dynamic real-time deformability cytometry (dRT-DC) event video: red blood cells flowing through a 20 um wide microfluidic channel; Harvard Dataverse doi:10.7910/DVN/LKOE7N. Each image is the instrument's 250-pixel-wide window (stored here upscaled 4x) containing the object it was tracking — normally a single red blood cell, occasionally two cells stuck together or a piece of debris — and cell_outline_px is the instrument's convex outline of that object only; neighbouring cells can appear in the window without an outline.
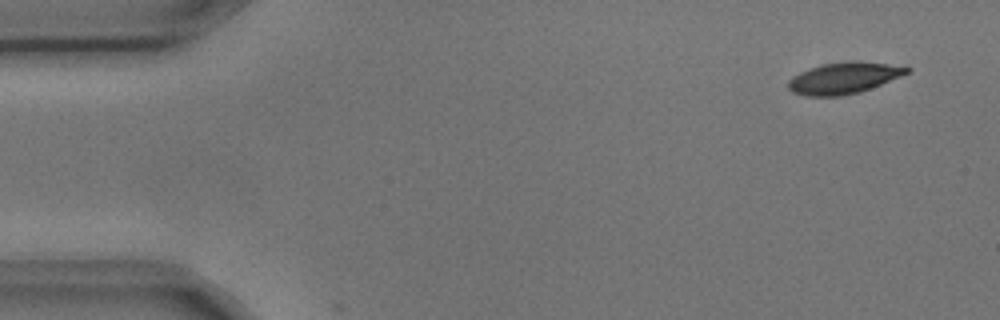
{"species": "common noctule bat (a hibernating species)", "species_latin": "Nyctalus noctula", "temperature_condition": "cold", "stored_images_in_passage": 5, "camera_frame_rate_fps": 3000, "um_per_image_px": 0.085, "animal": {"sex": "male", "body_mass_g": 17.9, "forearm_length_mm": 54.2}, "frame": {"image": 1, "passage_image": 2, "time_ms": 0.333, "image_size_px": [1000, 320], "cell_outline_px": [[912, 68], [908, 72], [900, 76], [860, 92], [840, 96], [804, 96], [792, 92], [788, 88], [788, 80], [792, 76], [800, 72], [824, 64], [888, 64]], "centroid_in_image_um": [71.63, 6.7], "position_along_channel_um": 13.4, "area_um2": 20.52}}
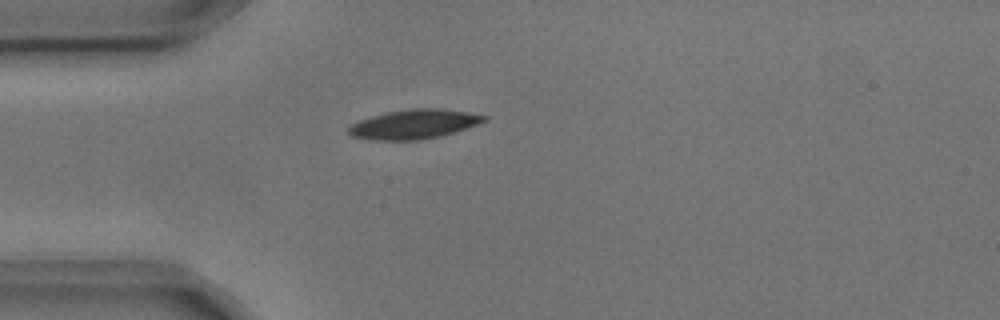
{"frame": {"image": 2, "passage_image": 5, "time_ms": 1.333, "image_size_px": [1000, 320], "cell_outline_px": [[488, 120], [456, 132], [440, 136], [420, 140], [368, 140], [352, 136], [348, 132], [348, 128], [352, 124], [360, 120], [372, 116], [388, 112], [412, 108], [444, 108], [468, 112], [488, 116]], "centroid_in_image_um": [35.22, 10.55], "position_along_channel_um": 49.8, "area_um2": 23.29}}